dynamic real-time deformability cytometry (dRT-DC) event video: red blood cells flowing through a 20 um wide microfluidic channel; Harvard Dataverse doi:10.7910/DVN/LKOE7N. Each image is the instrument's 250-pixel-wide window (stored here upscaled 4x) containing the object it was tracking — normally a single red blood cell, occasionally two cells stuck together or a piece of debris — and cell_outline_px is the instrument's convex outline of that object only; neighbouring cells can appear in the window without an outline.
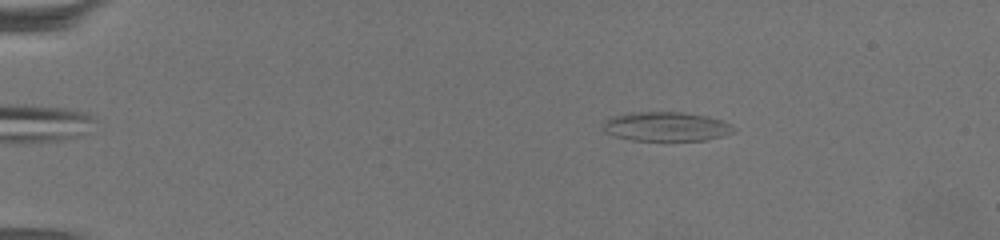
{"species": "common noctule bat (a hibernating species)", "species_latin": "Nyctalus noctula", "temperature_condition": "warm", "stored_images_in_passage": 67, "camera_frame_rate_fps": 3000, "um_per_image_px": 0.085, "animal": {"sex": "female", "body_mass_g": 19.5, "forearm_length_mm": 54.1}, "frame": {"image": 1, "passage_image": 12, "time_ms": 3.667, "image_size_px": [1000, 240], "cell_outline_px": [[732, 132], [720, 136], [704, 140], [632, 140], [616, 136], [604, 132], [604, 120], [612, 116], [636, 112], [680, 112], [704, 116], [720, 120], [728, 124]], "centroid_in_image_um": [56.53, 10.75], "position_along_channel_um": 28.5, "area_um2": 21.62}}
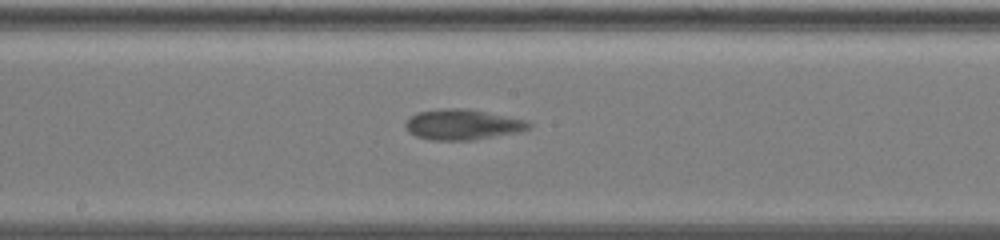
{"frame": {"image": 2, "passage_image": 38, "time_ms": 12.333, "image_size_px": [1000, 240], "cell_outline_px": [[532, 124], [528, 128], [520, 132], [472, 140], [428, 140], [416, 136], [408, 132], [404, 124], [416, 112], [448, 108], [464, 108], [524, 120]], "centroid_in_image_um": [39.27, 10.6], "position_along_channel_um": 208.9, "area_um2": 21.62}}
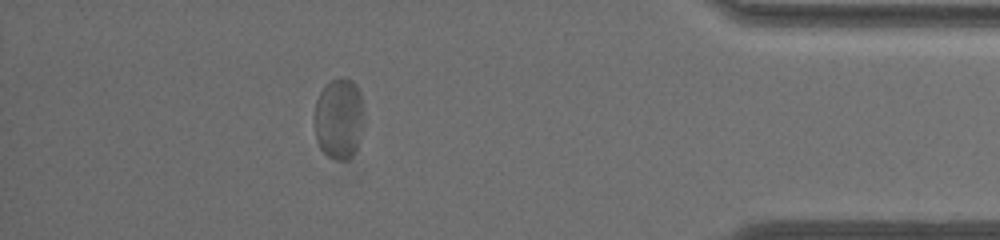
{"frame": {"image": 3, "passage_image": 60, "time_ms": 19.667, "image_size_px": [1000, 240], "cell_outline_px": [[364, 116], [360, 140], [352, 156], [344, 160], [336, 160], [328, 156], [320, 148], [316, 136], [316, 100], [320, 92], [332, 80], [340, 76], [352, 80], [356, 84], [360, 92], [364, 112]], "centroid_in_image_um": [28.85, 10.07], "position_along_channel_um": 406.3, "area_um2": 23.29}, "authors_computed_cell_mechanics": {"area_um2": 21.6172, "velocity_mm_per_s": 3.1761, "shape_relaxation_time_tau1_ms": 8.7782, "shape_relaxation_time_tau2_ms": null, "deformation_change_tau1": 0.2323, "deformation_change_tau2": null}}